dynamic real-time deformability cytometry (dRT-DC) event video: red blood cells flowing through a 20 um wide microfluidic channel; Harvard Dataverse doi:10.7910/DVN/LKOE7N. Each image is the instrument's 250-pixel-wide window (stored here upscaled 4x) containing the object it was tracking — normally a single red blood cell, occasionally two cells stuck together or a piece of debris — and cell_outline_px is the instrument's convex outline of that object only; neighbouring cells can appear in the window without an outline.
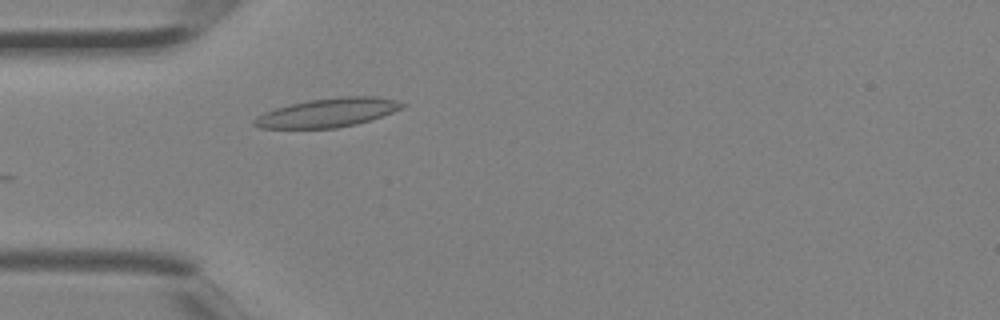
{"species": "Egyptian fruit bat (a non-hibernating species)", "species_latin": "Rousettus aegyptiacus", "temperature_condition": "room temperature", "stored_images_in_passage": 1, "camera_frame_rate_fps": 3000, "um_per_image_px": 0.085, "animal": {"sex": "female"}, "frame": {"image": 1, "passage_image": 1, "time_ms": 0.0, "image_size_px": [1000, 320], "cell_outline_px": [[408, 104], [392, 112], [356, 124], [336, 128], [260, 128], [252, 124], [252, 120], [256, 116], [264, 112], [276, 108], [308, 100], [340, 96], [376, 96], [396, 100]], "centroid_in_image_um": [27.83, 9.57], "position_along_channel_um": 57.2, "area_um2": 24.74}}